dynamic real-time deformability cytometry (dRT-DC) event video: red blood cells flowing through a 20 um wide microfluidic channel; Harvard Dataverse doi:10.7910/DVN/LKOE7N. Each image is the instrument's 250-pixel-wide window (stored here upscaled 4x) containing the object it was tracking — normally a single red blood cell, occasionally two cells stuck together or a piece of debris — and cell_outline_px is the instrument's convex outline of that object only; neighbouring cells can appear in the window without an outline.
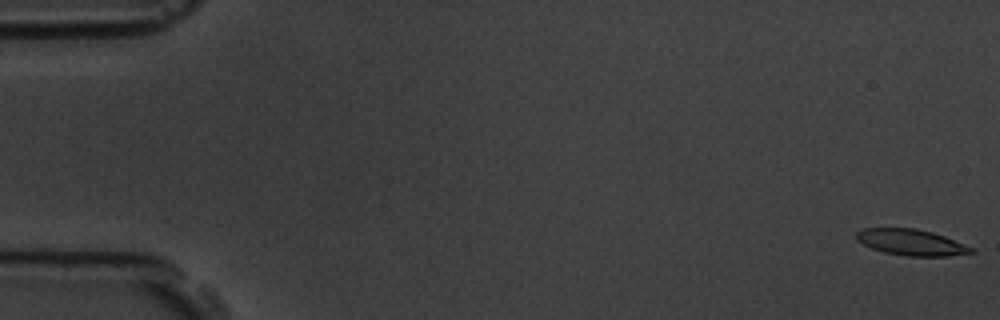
{"species": "common noctule bat (a hibernating species)", "species_latin": "Nyctalus noctula", "temperature_condition": "room temperature", "stored_images_in_passage": 4, "camera_frame_rate_fps": 3000, "um_per_image_px": 0.085, "animal": {"sex": "male", "body_mass_g": 19.5, "forearm_length_mm": 54.6}, "frame": {"image": 1, "passage_image": 1, "time_ms": 0.0, "image_size_px": [1000, 320], "cell_outline_px": [[976, 252], [948, 256], [908, 256], [884, 252], [872, 248], [856, 240], [856, 232], [864, 228], [916, 228], [932, 232], [944, 236], [972, 248]], "centroid_in_image_um": [77.43, 20.59], "position_along_channel_um": 7.6, "area_um2": 17.28}}
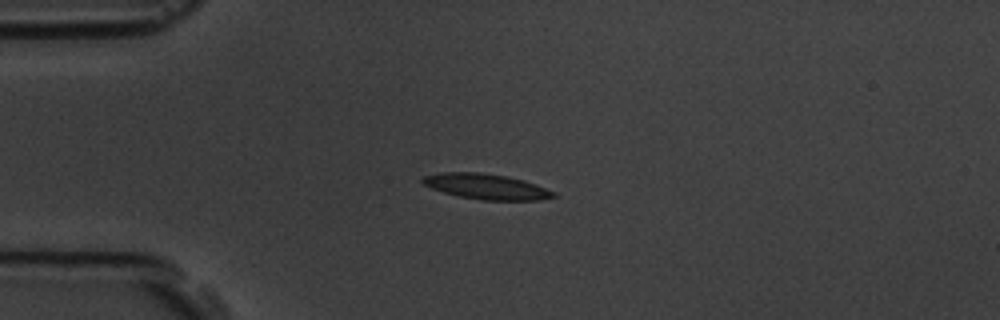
{"frame": {"image": 2, "passage_image": 4, "time_ms": 4.333, "image_size_px": [1000, 320], "cell_outline_px": [[556, 196], [540, 200], [484, 200], [460, 196], [444, 192], [432, 188], [424, 184], [420, 180], [424, 176], [440, 172], [480, 172], [508, 176], [524, 180], [536, 184], [556, 192]], "centroid_in_image_um": [41.36, 15.84], "position_along_channel_um": 43.6, "area_um2": 19.36}}